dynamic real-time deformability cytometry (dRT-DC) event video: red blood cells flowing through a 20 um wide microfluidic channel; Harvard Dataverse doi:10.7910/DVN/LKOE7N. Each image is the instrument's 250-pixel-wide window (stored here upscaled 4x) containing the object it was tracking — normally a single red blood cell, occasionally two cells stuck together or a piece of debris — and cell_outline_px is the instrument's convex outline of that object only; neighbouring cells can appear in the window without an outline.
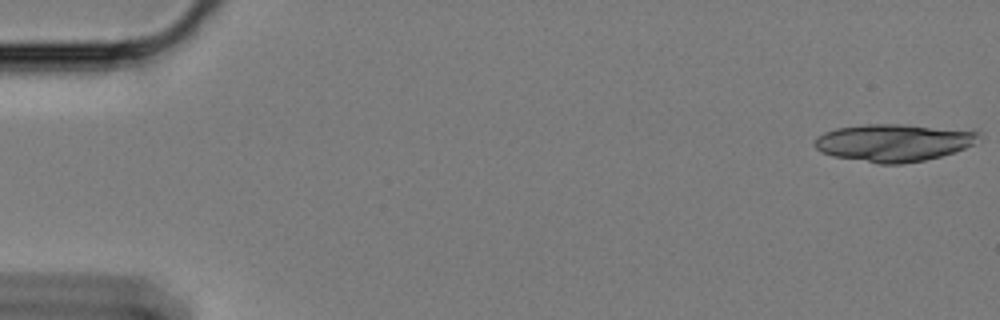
{"species": "Egyptian fruit bat (a non-hibernating species)", "species_latin": "Rousettus aegyptiacus", "temperature_condition": "cold", "stored_images_in_passage": 11, "camera_frame_rate_fps": 3000, "um_per_image_px": 0.085, "animal": {"sex": "female"}, "frame": {"image": 1, "passage_image": 1, "time_ms": 0.0, "image_size_px": [1000, 320], "cell_outline_px": [[984, 136], [980, 140], [956, 152], [924, 160], [900, 164], [880, 164], [832, 156], [816, 148], [816, 136], [824, 132], [836, 128], [864, 124], [900, 124], [980, 132]], "centroid_in_image_um": [75.96, 12.13], "position_along_channel_um": 9.0, "area_um2": 35.6}}